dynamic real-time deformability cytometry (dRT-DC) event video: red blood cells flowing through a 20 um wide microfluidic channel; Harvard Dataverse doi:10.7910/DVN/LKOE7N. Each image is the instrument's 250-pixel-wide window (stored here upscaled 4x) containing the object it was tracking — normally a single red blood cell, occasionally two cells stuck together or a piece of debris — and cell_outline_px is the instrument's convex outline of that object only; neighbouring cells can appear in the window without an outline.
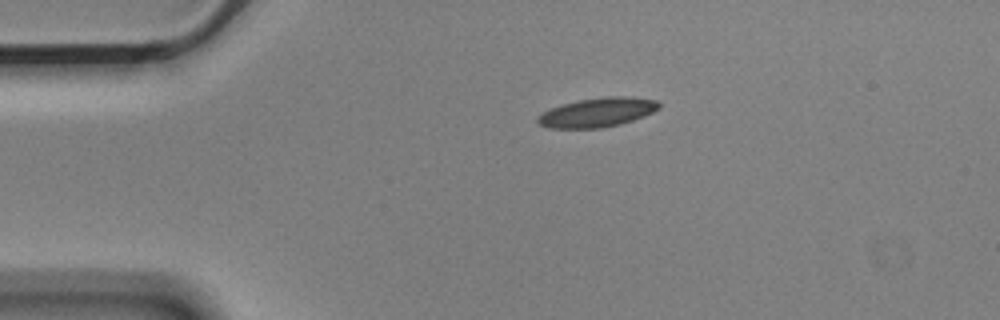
{"species": "Egyptian fruit bat (a non-hibernating species)", "species_latin": "Rousettus aegyptiacus", "temperature_condition": "cold", "stored_images_in_passage": 3, "camera_frame_rate_fps": 3000, "um_per_image_px": 0.085, "animal": {"sex": "male"}, "frame": {"image": 1, "passage_image": 1, "time_ms": 0.0, "image_size_px": [1000, 320], "cell_outline_px": [[660, 108], [644, 116], [620, 124], [600, 128], [548, 128], [540, 124], [536, 120], [536, 116], [552, 108], [564, 104], [580, 100], [608, 96], [632, 96], [656, 100], [660, 104]], "centroid_in_image_um": [50.8, 9.55], "position_along_channel_um": 34.2, "area_um2": 20.52}}
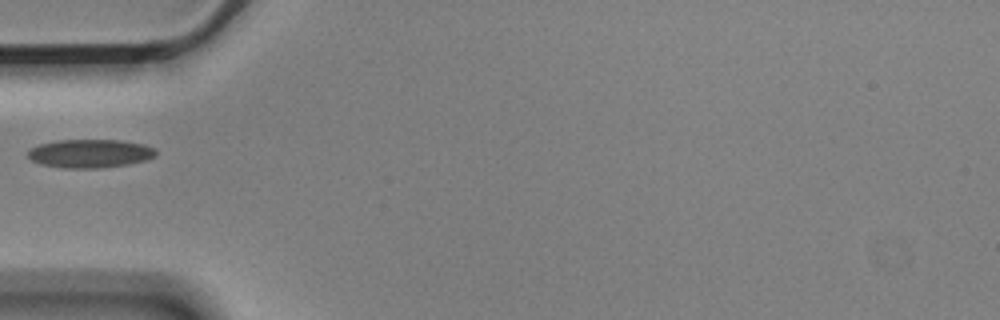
{"frame": {"image": 2, "passage_image": 3, "time_ms": 0.667, "image_size_px": [1000, 320], "cell_outline_px": [[156, 156], [148, 160], [128, 164], [100, 168], [64, 168], [40, 164], [32, 160], [28, 156], [28, 152], [32, 148], [40, 144], [56, 140], [120, 140], [144, 144], [152, 148], [156, 152]], "centroid_in_image_um": [7.67, 13.05], "position_along_channel_um": 77.3, "area_um2": 21.21}}